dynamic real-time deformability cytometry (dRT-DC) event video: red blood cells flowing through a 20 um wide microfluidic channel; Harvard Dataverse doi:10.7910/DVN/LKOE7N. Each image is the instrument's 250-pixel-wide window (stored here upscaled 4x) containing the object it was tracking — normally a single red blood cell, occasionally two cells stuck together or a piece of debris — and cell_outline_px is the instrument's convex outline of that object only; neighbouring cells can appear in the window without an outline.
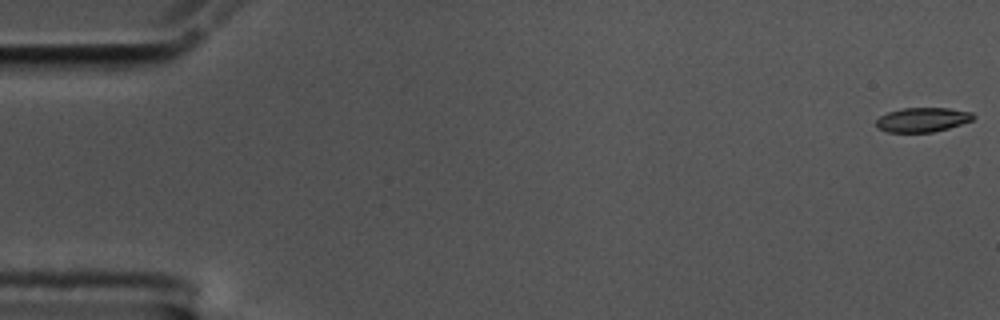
{"species": "common noctule bat (a hibernating species)", "species_latin": "Nyctalus noctula", "temperature_condition": "cold", "stored_images_in_passage": 57, "camera_frame_rate_fps": 3000, "um_per_image_px": 0.085, "animal": {"sex": "male", "body_mass_g": 17.5, "forearm_length_mm": 52.3}, "frame": {"image": 1, "passage_image": 1, "time_ms": 0.0, "image_size_px": [1000, 320], "cell_outline_px": [[976, 116], [972, 120], [948, 128], [932, 132], [888, 132], [876, 128], [876, 120], [880, 116], [888, 112], [904, 108], [948, 108], [972, 112]], "centroid_in_image_um": [78.4, 10.17], "position_along_channel_um": 6.6, "area_um2": 13.76}}
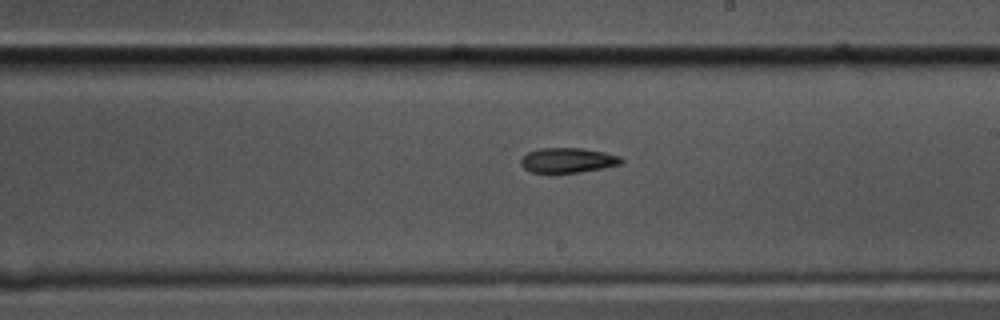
{"frame": {"image": 2, "passage_image": 33, "time_ms": 10.667, "image_size_px": [1000, 320], "cell_outline_px": [[624, 160], [620, 164], [604, 168], [580, 172], [532, 172], [524, 168], [520, 164], [520, 160], [528, 152], [540, 148], [580, 148], [604, 152], [620, 156]], "centroid_in_image_um": [48.27, 13.62], "position_along_channel_um": 240.7, "area_um2": 14.45}}
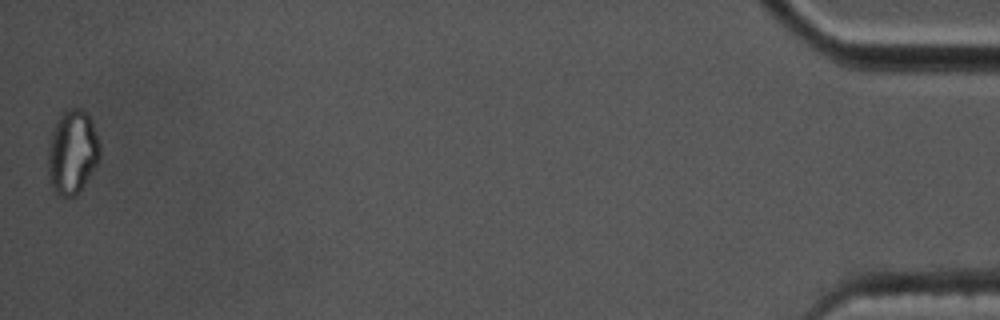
{"frame": {"image": 3, "passage_image": 57, "time_ms": 18.667, "image_size_px": [1000, 320], "cell_outline_px": [[100, 156], [96, 164], [76, 196], [60, 196], [56, 192], [52, 184], [48, 172], [48, 152], [52, 132], [56, 120], [60, 112], [72, 108], [80, 108], [88, 116], [92, 124], [100, 144]], "centroid_in_image_um": [6.14, 12.9], "position_along_channel_um": 429.1, "area_um2": 24.91}}